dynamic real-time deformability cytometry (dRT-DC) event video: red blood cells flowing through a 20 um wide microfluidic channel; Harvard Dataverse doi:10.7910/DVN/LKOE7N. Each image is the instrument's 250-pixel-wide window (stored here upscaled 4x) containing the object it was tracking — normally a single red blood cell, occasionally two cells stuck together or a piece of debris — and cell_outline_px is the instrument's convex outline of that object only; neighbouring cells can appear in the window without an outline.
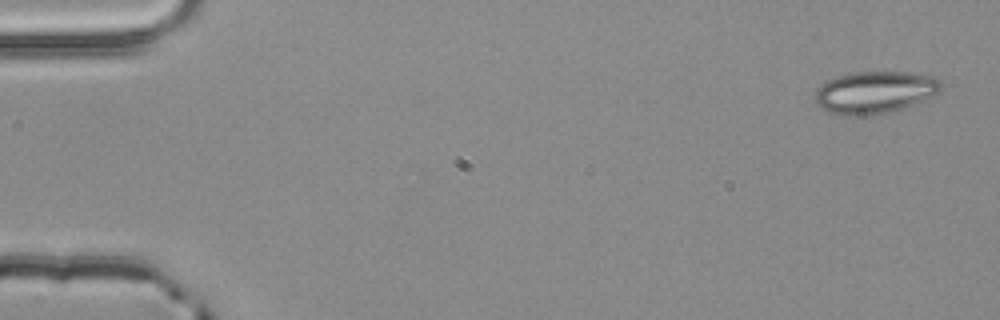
{"species": "common noctule bat (a hibernating species)", "species_latin": "Nyctalus noctula", "temperature_condition": "room temperature", "stored_images_in_passage": 6, "camera_frame_rate_fps": 3000, "um_per_image_px": 0.085, "animal": {"sex": "male", "body_mass_g": 20.4}, "frame": {"image": 1, "passage_image": 1, "time_ms": 0.0, "image_size_px": [1000, 320], "cell_outline_px": [[944, 88], [940, 92], [924, 100], [888, 112], [868, 116], [848, 116], [828, 112], [820, 108], [816, 100], [816, 88], [824, 80], [836, 76], [852, 72], [908, 72], [932, 76], [940, 80], [944, 84]], "centroid_in_image_um": [74.35, 7.84], "position_along_channel_um": 10.7, "area_um2": 31.33}}
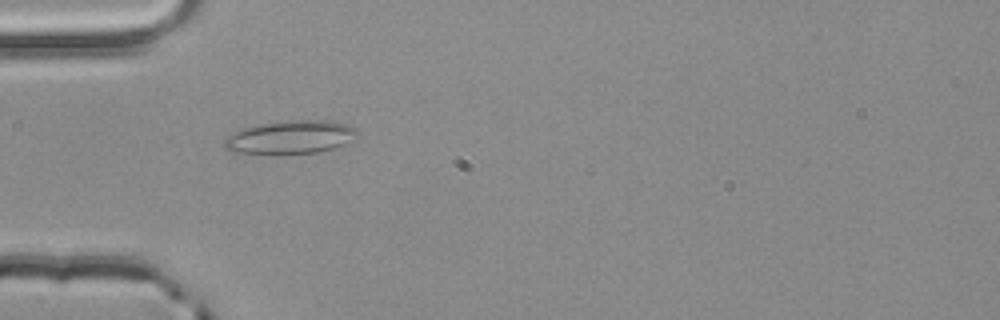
{"frame": {"image": 2, "passage_image": 4, "time_ms": 1.0, "image_size_px": [1000, 320], "cell_outline_px": [[360, 136], [344, 144], [320, 152], [280, 156], [276, 156], [232, 152], [224, 144], [224, 140], [232, 132], [244, 128], [260, 124], [292, 120], [332, 120], [348, 124], [356, 128], [360, 132]], "centroid_in_image_um": [24.73, 11.69], "position_along_channel_um": 60.3, "area_um2": 26.65}}
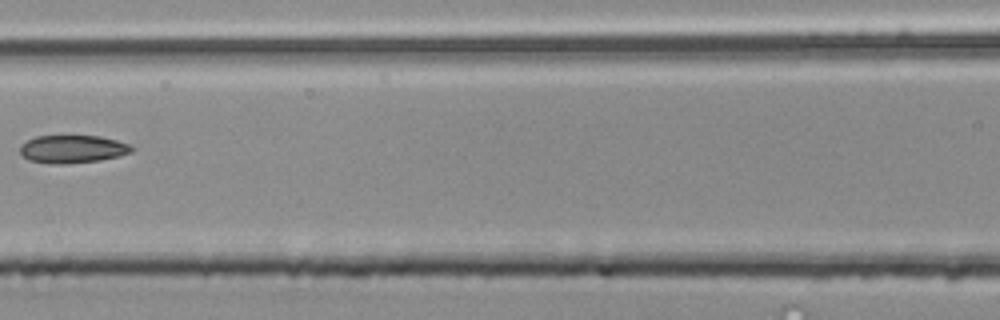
{"frame": {"image": 3, "passage_image": 6, "time_ms": 1.667, "image_size_px": [1000, 320], "cell_outline_px": [[136, 148], [132, 152], [120, 156], [100, 160], [64, 164], [52, 164], [28, 160], [20, 152], [20, 144], [36, 136], [100, 136], [116, 140], [128, 144]], "centroid_in_image_um": [6.18, 12.67], "position_along_channel_um": 160.4, "area_um2": 18.21}}